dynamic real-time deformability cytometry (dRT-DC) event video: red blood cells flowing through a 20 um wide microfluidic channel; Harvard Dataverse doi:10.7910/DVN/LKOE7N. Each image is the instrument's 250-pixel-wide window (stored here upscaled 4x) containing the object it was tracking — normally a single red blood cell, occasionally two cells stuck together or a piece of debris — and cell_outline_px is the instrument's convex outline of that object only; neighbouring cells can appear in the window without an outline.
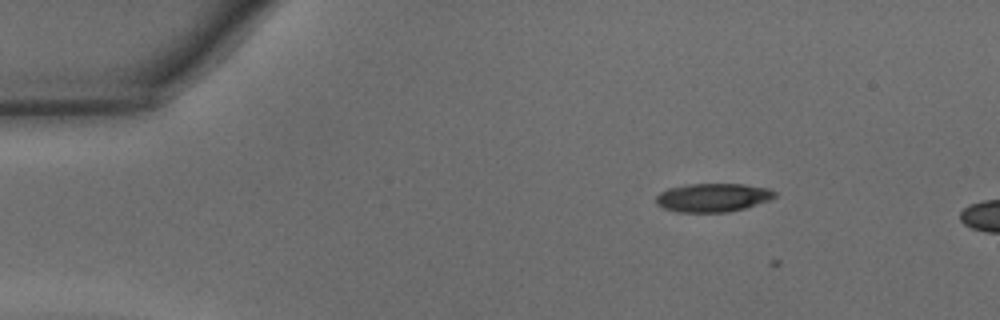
{"species": "common noctule bat (a hibernating species)", "species_latin": "Nyctalus noctula", "temperature_condition": "warm", "stored_images_in_passage": 9, "camera_frame_rate_fps": 3000, "um_per_image_px": 0.085, "animal": {"sex": "male", "body_mass_g": 15.6}, "frame": {"image": 1, "passage_image": 8, "time_ms": 2.333, "image_size_px": [1000, 320], "cell_outline_px": [[776, 196], [772, 200], [744, 208], [728, 212], [676, 212], [664, 208], [656, 204], [656, 196], [660, 192], [668, 188], [684, 184], [744, 184], [768, 188], [776, 192]], "centroid_in_image_um": [60.59, 16.79], "position_along_channel_um": 24.4, "area_um2": 19.94}}